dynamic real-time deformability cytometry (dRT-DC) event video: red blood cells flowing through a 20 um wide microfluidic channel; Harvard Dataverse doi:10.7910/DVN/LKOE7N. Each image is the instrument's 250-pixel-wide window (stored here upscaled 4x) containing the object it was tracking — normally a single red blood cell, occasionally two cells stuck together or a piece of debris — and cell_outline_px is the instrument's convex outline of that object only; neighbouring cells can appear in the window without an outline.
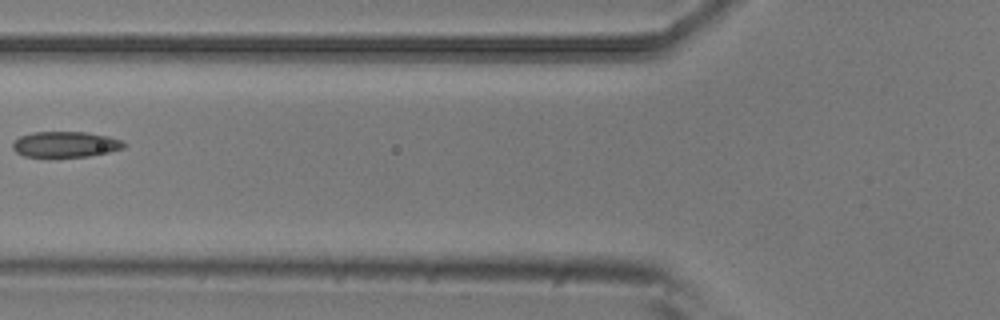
{"species": "common noctule bat (a hibernating species)", "species_latin": "Nyctalus noctula", "temperature_condition": "room temperature", "stored_images_in_passage": 4, "camera_frame_rate_fps": 3000, "um_per_image_px": 0.085, "animal": {"sex": "male", "body_mass_g": 20.5, "forearm_length_mm": 52.5}, "frame": {"image": 1, "passage_image": 3, "time_ms": 0.667, "image_size_px": [1000, 320], "cell_outline_px": [[128, 144], [124, 148], [108, 152], [88, 156], [24, 156], [16, 152], [12, 148], [12, 144], [20, 136], [32, 132], [84, 132], [108, 136], [124, 140]], "centroid_in_image_um": [5.6, 12.26], "position_along_channel_um": 120.2, "area_um2": 16.59}}
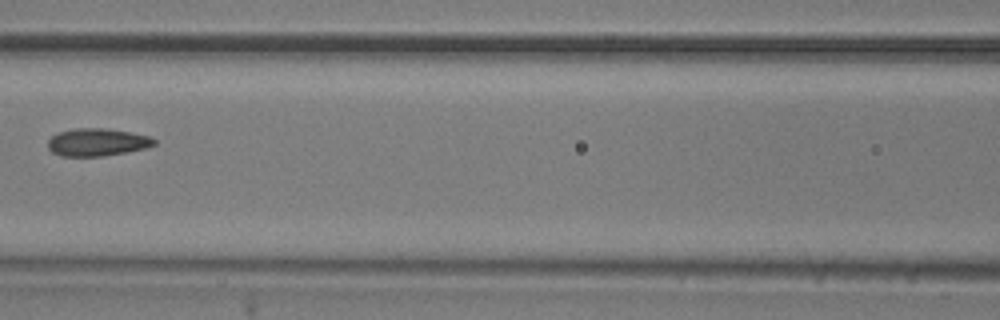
{"frame": {"image": 2, "passage_image": 4, "time_ms": 1.0, "image_size_px": [1000, 320], "cell_outline_px": [[156, 144], [148, 148], [104, 156], [60, 156], [52, 152], [48, 148], [48, 140], [52, 136], [60, 132], [76, 128], [104, 128], [128, 132], [148, 136], [156, 140]], "centroid_in_image_um": [8.26, 12.1], "position_along_channel_um": 158.3, "area_um2": 17.05}}